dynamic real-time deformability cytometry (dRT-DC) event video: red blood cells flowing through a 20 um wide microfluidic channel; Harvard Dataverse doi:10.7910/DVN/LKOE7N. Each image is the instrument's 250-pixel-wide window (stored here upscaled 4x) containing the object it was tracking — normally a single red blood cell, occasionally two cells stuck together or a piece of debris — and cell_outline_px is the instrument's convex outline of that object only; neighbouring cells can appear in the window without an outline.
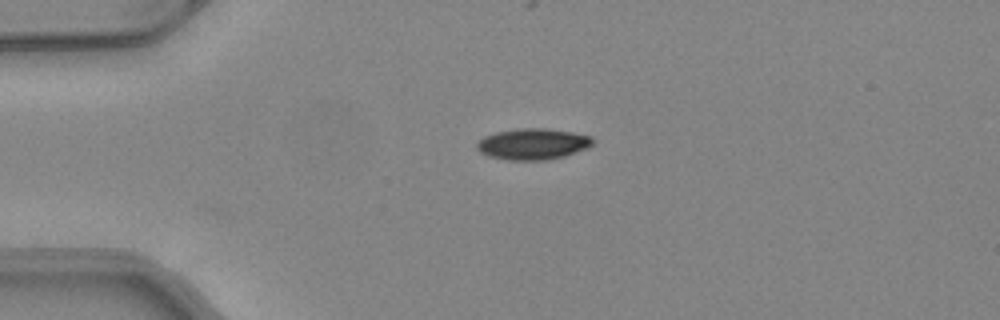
{"species": "common noctule bat (a hibernating species)", "species_latin": "Nyctalus noctula", "temperature_condition": "warm", "stored_images_in_passage": 2, "camera_frame_rate_fps": 3000, "um_per_image_px": 0.085, "animal": {"sex": "female", "body_mass_g": 24.6, "forearm_length_mm": 56.2}, "frame": {"image": 1, "passage_image": 2, "time_ms": 0.333, "image_size_px": [1000, 320], "cell_outline_px": [[596, 140], [588, 148], [564, 156], [548, 160], [508, 160], [488, 156], [480, 152], [476, 148], [476, 144], [484, 136], [496, 132], [516, 128], [548, 128], [572, 132], [592, 136]], "centroid_in_image_um": [45.31, 12.23], "position_along_channel_um": 39.7, "area_um2": 21.27}}